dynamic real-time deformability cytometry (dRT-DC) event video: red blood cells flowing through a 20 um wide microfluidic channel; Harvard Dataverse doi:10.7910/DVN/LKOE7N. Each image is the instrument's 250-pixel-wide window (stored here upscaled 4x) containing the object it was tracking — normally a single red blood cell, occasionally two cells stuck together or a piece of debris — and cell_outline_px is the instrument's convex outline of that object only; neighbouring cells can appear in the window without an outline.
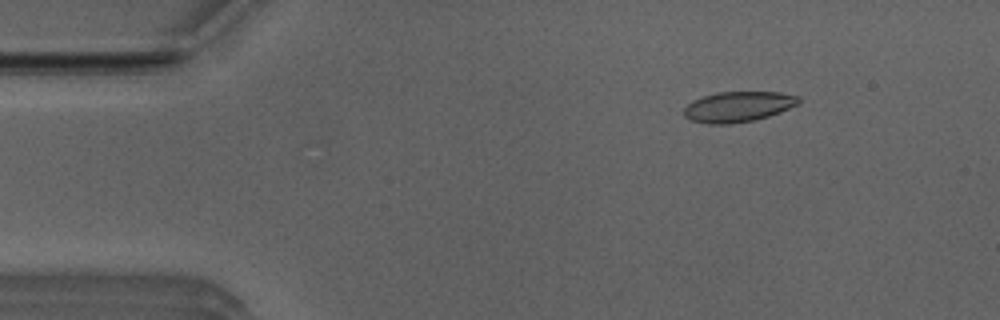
{"species": "Egyptian fruit bat (a non-hibernating species)", "species_latin": "Rousettus aegyptiacus", "temperature_condition": "room temperature", "stored_images_in_passage": 52, "camera_frame_rate_fps": 3000, "um_per_image_px": 0.085, "animal": {"sex": "male"}, "frame": {"image": 1, "passage_image": 7, "time_ms": 2.0, "image_size_px": [1000, 320], "cell_outline_px": [[800, 100], [796, 104], [780, 112], [768, 116], [752, 120], [732, 124], [708, 124], [688, 120], [684, 116], [684, 108], [692, 100], [716, 92], [780, 92], [800, 96]], "centroid_in_image_um": [62.7, 9.07], "position_along_channel_um": 22.3, "area_um2": 20.35}}
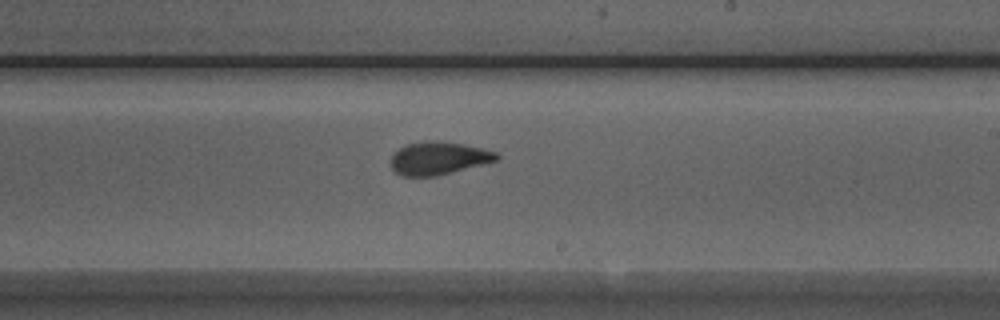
{"frame": {"image": 2, "passage_image": 30, "time_ms": 9.667, "image_size_px": [1000, 320], "cell_outline_px": [[500, 160], [436, 176], [400, 176], [392, 168], [392, 152], [404, 144], [464, 144], [484, 148], [496, 152], [500, 156]], "centroid_in_image_um": [37.31, 13.5], "position_along_channel_um": 251.7, "area_um2": 19.59}}
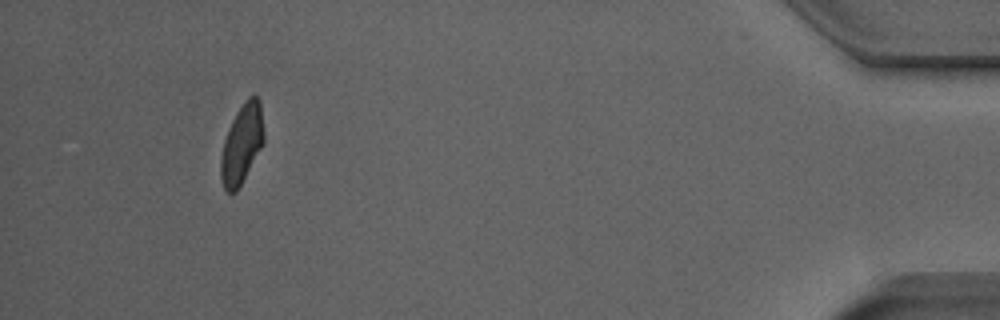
{"frame": {"image": 3, "passage_image": 48, "time_ms": 15.667, "image_size_px": [1000, 320], "cell_outline_px": [[264, 144], [236, 192], [228, 192], [224, 188], [220, 176], [220, 156], [224, 140], [228, 128], [236, 112], [244, 100], [248, 96], [256, 96], [260, 100], [264, 132]], "centroid_in_image_um": [20.55, 12.21], "position_along_channel_um": 414.6, "area_um2": 20.06}, "authors_computed_cell_mechanics": {"area_um2": 20.1144, "velocity_mm_per_s": 3.943, "shape_relaxation_time_tau1_ms": 5.0635, "shape_relaxation_time_tau2_ms": 1.301, "deformation_change_tau1": 0.1492, "deformation_change_tau2": 0.0664}}